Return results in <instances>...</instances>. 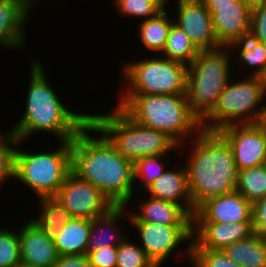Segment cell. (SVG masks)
Masks as SVG:
<instances>
[{
	"instance_id": "1",
	"label": "cell",
	"mask_w": 266,
	"mask_h": 267,
	"mask_svg": "<svg viewBox=\"0 0 266 267\" xmlns=\"http://www.w3.org/2000/svg\"><path fill=\"white\" fill-rule=\"evenodd\" d=\"M71 168L77 177L97 187L113 206H129L133 201L137 189L133 162L121 156L90 121L71 140Z\"/></svg>"
},
{
	"instance_id": "2",
	"label": "cell",
	"mask_w": 266,
	"mask_h": 267,
	"mask_svg": "<svg viewBox=\"0 0 266 267\" xmlns=\"http://www.w3.org/2000/svg\"><path fill=\"white\" fill-rule=\"evenodd\" d=\"M30 82L26 91L23 116L9 130L20 141L31 135L47 132L56 135L57 141L72 140L89 122V113L71 111L50 86L42 62L31 57Z\"/></svg>"
},
{
	"instance_id": "3",
	"label": "cell",
	"mask_w": 266,
	"mask_h": 267,
	"mask_svg": "<svg viewBox=\"0 0 266 267\" xmlns=\"http://www.w3.org/2000/svg\"><path fill=\"white\" fill-rule=\"evenodd\" d=\"M185 147L191 153L185 165L195 209L209 198L236 190L239 171L232 148L219 132L202 129L179 149Z\"/></svg>"
},
{
	"instance_id": "4",
	"label": "cell",
	"mask_w": 266,
	"mask_h": 267,
	"mask_svg": "<svg viewBox=\"0 0 266 267\" xmlns=\"http://www.w3.org/2000/svg\"><path fill=\"white\" fill-rule=\"evenodd\" d=\"M121 95L117 106L130 118L142 126L166 133L179 146L202 130L201 121L189 108L186 94Z\"/></svg>"
},
{
	"instance_id": "5",
	"label": "cell",
	"mask_w": 266,
	"mask_h": 267,
	"mask_svg": "<svg viewBox=\"0 0 266 267\" xmlns=\"http://www.w3.org/2000/svg\"><path fill=\"white\" fill-rule=\"evenodd\" d=\"M105 114L89 113V121L133 163L142 157L173 153L179 145L166 133L138 124L120 107Z\"/></svg>"
},
{
	"instance_id": "6",
	"label": "cell",
	"mask_w": 266,
	"mask_h": 267,
	"mask_svg": "<svg viewBox=\"0 0 266 267\" xmlns=\"http://www.w3.org/2000/svg\"><path fill=\"white\" fill-rule=\"evenodd\" d=\"M263 101H266L264 78L244 76L242 80H230L213 110L201 121V127L219 132L230 125L260 123L266 117Z\"/></svg>"
},
{
	"instance_id": "7",
	"label": "cell",
	"mask_w": 266,
	"mask_h": 267,
	"mask_svg": "<svg viewBox=\"0 0 266 267\" xmlns=\"http://www.w3.org/2000/svg\"><path fill=\"white\" fill-rule=\"evenodd\" d=\"M232 53L228 47L199 51L188 66L186 97L191 112L202 121L215 107L232 80Z\"/></svg>"
},
{
	"instance_id": "8",
	"label": "cell",
	"mask_w": 266,
	"mask_h": 267,
	"mask_svg": "<svg viewBox=\"0 0 266 267\" xmlns=\"http://www.w3.org/2000/svg\"><path fill=\"white\" fill-rule=\"evenodd\" d=\"M23 143L17 140L15 150L14 178L29 187L33 194L41 197H54L58 189L72 172L71 140L61 141L59 148L49 151L27 152L18 149Z\"/></svg>"
},
{
	"instance_id": "9",
	"label": "cell",
	"mask_w": 266,
	"mask_h": 267,
	"mask_svg": "<svg viewBox=\"0 0 266 267\" xmlns=\"http://www.w3.org/2000/svg\"><path fill=\"white\" fill-rule=\"evenodd\" d=\"M154 56L122 66L121 72L128 82L123 86V94H186L188 66L160 54Z\"/></svg>"
},
{
	"instance_id": "10",
	"label": "cell",
	"mask_w": 266,
	"mask_h": 267,
	"mask_svg": "<svg viewBox=\"0 0 266 267\" xmlns=\"http://www.w3.org/2000/svg\"><path fill=\"white\" fill-rule=\"evenodd\" d=\"M134 226L141 242L139 246L145 251L149 259L156 267L167 263L173 251H177L185 241L186 250L184 256L190 261V247L193 239L192 224H169L163 225L149 222H130ZM190 242V243H189ZM142 244V245H141ZM176 249V250H175ZM171 255V256H170Z\"/></svg>"
},
{
	"instance_id": "11",
	"label": "cell",
	"mask_w": 266,
	"mask_h": 267,
	"mask_svg": "<svg viewBox=\"0 0 266 267\" xmlns=\"http://www.w3.org/2000/svg\"><path fill=\"white\" fill-rule=\"evenodd\" d=\"M54 197L72 218L92 220L105 215L113 207L97 187L72 172Z\"/></svg>"
},
{
	"instance_id": "12",
	"label": "cell",
	"mask_w": 266,
	"mask_h": 267,
	"mask_svg": "<svg viewBox=\"0 0 266 267\" xmlns=\"http://www.w3.org/2000/svg\"><path fill=\"white\" fill-rule=\"evenodd\" d=\"M219 133L232 148L238 171L266 164V127L263 122L230 125Z\"/></svg>"
},
{
	"instance_id": "13",
	"label": "cell",
	"mask_w": 266,
	"mask_h": 267,
	"mask_svg": "<svg viewBox=\"0 0 266 267\" xmlns=\"http://www.w3.org/2000/svg\"><path fill=\"white\" fill-rule=\"evenodd\" d=\"M173 23L180 27L199 51L222 47L215 36L211 13L202 0H176Z\"/></svg>"
},
{
	"instance_id": "14",
	"label": "cell",
	"mask_w": 266,
	"mask_h": 267,
	"mask_svg": "<svg viewBox=\"0 0 266 267\" xmlns=\"http://www.w3.org/2000/svg\"><path fill=\"white\" fill-rule=\"evenodd\" d=\"M193 222H252V204L236 190L209 198L195 210Z\"/></svg>"
},
{
	"instance_id": "15",
	"label": "cell",
	"mask_w": 266,
	"mask_h": 267,
	"mask_svg": "<svg viewBox=\"0 0 266 267\" xmlns=\"http://www.w3.org/2000/svg\"><path fill=\"white\" fill-rule=\"evenodd\" d=\"M33 7L27 0H0V47L9 50L26 47V22Z\"/></svg>"
},
{
	"instance_id": "16",
	"label": "cell",
	"mask_w": 266,
	"mask_h": 267,
	"mask_svg": "<svg viewBox=\"0 0 266 267\" xmlns=\"http://www.w3.org/2000/svg\"><path fill=\"white\" fill-rule=\"evenodd\" d=\"M252 222L213 223L193 222V240L204 249L223 250L236 241L253 234Z\"/></svg>"
},
{
	"instance_id": "17",
	"label": "cell",
	"mask_w": 266,
	"mask_h": 267,
	"mask_svg": "<svg viewBox=\"0 0 266 267\" xmlns=\"http://www.w3.org/2000/svg\"><path fill=\"white\" fill-rule=\"evenodd\" d=\"M20 259L36 267H52L58 260L53 238L47 237L30 219L18 229Z\"/></svg>"
},
{
	"instance_id": "18",
	"label": "cell",
	"mask_w": 266,
	"mask_h": 267,
	"mask_svg": "<svg viewBox=\"0 0 266 267\" xmlns=\"http://www.w3.org/2000/svg\"><path fill=\"white\" fill-rule=\"evenodd\" d=\"M211 13L213 30L218 43L228 47L250 32L251 10L246 6H206Z\"/></svg>"
},
{
	"instance_id": "19",
	"label": "cell",
	"mask_w": 266,
	"mask_h": 267,
	"mask_svg": "<svg viewBox=\"0 0 266 267\" xmlns=\"http://www.w3.org/2000/svg\"><path fill=\"white\" fill-rule=\"evenodd\" d=\"M146 192L150 197L180 205L193 218L196 209L189 192L186 165L177 171L167 168L153 181Z\"/></svg>"
},
{
	"instance_id": "20",
	"label": "cell",
	"mask_w": 266,
	"mask_h": 267,
	"mask_svg": "<svg viewBox=\"0 0 266 267\" xmlns=\"http://www.w3.org/2000/svg\"><path fill=\"white\" fill-rule=\"evenodd\" d=\"M129 207L131 206H113L105 215L91 220L87 252L120 245L126 236H123L124 233L117 225L123 218L130 220Z\"/></svg>"
},
{
	"instance_id": "21",
	"label": "cell",
	"mask_w": 266,
	"mask_h": 267,
	"mask_svg": "<svg viewBox=\"0 0 266 267\" xmlns=\"http://www.w3.org/2000/svg\"><path fill=\"white\" fill-rule=\"evenodd\" d=\"M135 212L129 208V222H149L163 225L193 224V218L178 204L148 196Z\"/></svg>"
},
{
	"instance_id": "22",
	"label": "cell",
	"mask_w": 266,
	"mask_h": 267,
	"mask_svg": "<svg viewBox=\"0 0 266 267\" xmlns=\"http://www.w3.org/2000/svg\"><path fill=\"white\" fill-rule=\"evenodd\" d=\"M91 220L71 218L53 238L58 255L87 254Z\"/></svg>"
},
{
	"instance_id": "23",
	"label": "cell",
	"mask_w": 266,
	"mask_h": 267,
	"mask_svg": "<svg viewBox=\"0 0 266 267\" xmlns=\"http://www.w3.org/2000/svg\"><path fill=\"white\" fill-rule=\"evenodd\" d=\"M228 48L233 53H237L238 49L236 58H238L240 66L253 69L246 76L264 78L266 74V43L259 41L252 32H248L231 43Z\"/></svg>"
},
{
	"instance_id": "24",
	"label": "cell",
	"mask_w": 266,
	"mask_h": 267,
	"mask_svg": "<svg viewBox=\"0 0 266 267\" xmlns=\"http://www.w3.org/2000/svg\"><path fill=\"white\" fill-rule=\"evenodd\" d=\"M241 267H266V236L253 233L222 250Z\"/></svg>"
},
{
	"instance_id": "25",
	"label": "cell",
	"mask_w": 266,
	"mask_h": 267,
	"mask_svg": "<svg viewBox=\"0 0 266 267\" xmlns=\"http://www.w3.org/2000/svg\"><path fill=\"white\" fill-rule=\"evenodd\" d=\"M169 9L162 10L156 16L139 22L138 36L141 45L149 52L161 54L168 37L173 18H169Z\"/></svg>"
},
{
	"instance_id": "26",
	"label": "cell",
	"mask_w": 266,
	"mask_h": 267,
	"mask_svg": "<svg viewBox=\"0 0 266 267\" xmlns=\"http://www.w3.org/2000/svg\"><path fill=\"white\" fill-rule=\"evenodd\" d=\"M39 199L40 214L33 221L49 238H54L72 217L55 197H41Z\"/></svg>"
},
{
	"instance_id": "27",
	"label": "cell",
	"mask_w": 266,
	"mask_h": 267,
	"mask_svg": "<svg viewBox=\"0 0 266 267\" xmlns=\"http://www.w3.org/2000/svg\"><path fill=\"white\" fill-rule=\"evenodd\" d=\"M198 53L199 50L194 46L184 31L172 23L165 47L160 55L189 66Z\"/></svg>"
},
{
	"instance_id": "28",
	"label": "cell",
	"mask_w": 266,
	"mask_h": 267,
	"mask_svg": "<svg viewBox=\"0 0 266 267\" xmlns=\"http://www.w3.org/2000/svg\"><path fill=\"white\" fill-rule=\"evenodd\" d=\"M236 191L253 204L266 195V164L239 171Z\"/></svg>"
},
{
	"instance_id": "29",
	"label": "cell",
	"mask_w": 266,
	"mask_h": 267,
	"mask_svg": "<svg viewBox=\"0 0 266 267\" xmlns=\"http://www.w3.org/2000/svg\"><path fill=\"white\" fill-rule=\"evenodd\" d=\"M167 156L168 154L142 157L133 163L134 183L137 180L140 182L138 188L142 186L143 190L146 191L153 181L164 173L166 162L162 160H165L164 158Z\"/></svg>"
},
{
	"instance_id": "30",
	"label": "cell",
	"mask_w": 266,
	"mask_h": 267,
	"mask_svg": "<svg viewBox=\"0 0 266 267\" xmlns=\"http://www.w3.org/2000/svg\"><path fill=\"white\" fill-rule=\"evenodd\" d=\"M190 264L193 267H241L229 259L222 250L201 248L193 239L190 247Z\"/></svg>"
},
{
	"instance_id": "31",
	"label": "cell",
	"mask_w": 266,
	"mask_h": 267,
	"mask_svg": "<svg viewBox=\"0 0 266 267\" xmlns=\"http://www.w3.org/2000/svg\"><path fill=\"white\" fill-rule=\"evenodd\" d=\"M17 138L8 130L0 134V187L5 181L14 179L15 150Z\"/></svg>"
},
{
	"instance_id": "32",
	"label": "cell",
	"mask_w": 266,
	"mask_h": 267,
	"mask_svg": "<svg viewBox=\"0 0 266 267\" xmlns=\"http://www.w3.org/2000/svg\"><path fill=\"white\" fill-rule=\"evenodd\" d=\"M126 237L117 247V267H156L145 251Z\"/></svg>"
},
{
	"instance_id": "33",
	"label": "cell",
	"mask_w": 266,
	"mask_h": 267,
	"mask_svg": "<svg viewBox=\"0 0 266 267\" xmlns=\"http://www.w3.org/2000/svg\"><path fill=\"white\" fill-rule=\"evenodd\" d=\"M20 261L18 231L0 227V267H15Z\"/></svg>"
},
{
	"instance_id": "34",
	"label": "cell",
	"mask_w": 266,
	"mask_h": 267,
	"mask_svg": "<svg viewBox=\"0 0 266 267\" xmlns=\"http://www.w3.org/2000/svg\"><path fill=\"white\" fill-rule=\"evenodd\" d=\"M117 12L122 16H128L147 20L156 16L161 10L151 1L147 0H114Z\"/></svg>"
},
{
	"instance_id": "35",
	"label": "cell",
	"mask_w": 266,
	"mask_h": 267,
	"mask_svg": "<svg viewBox=\"0 0 266 267\" xmlns=\"http://www.w3.org/2000/svg\"><path fill=\"white\" fill-rule=\"evenodd\" d=\"M87 256L91 267H117V247L89 251Z\"/></svg>"
},
{
	"instance_id": "36",
	"label": "cell",
	"mask_w": 266,
	"mask_h": 267,
	"mask_svg": "<svg viewBox=\"0 0 266 267\" xmlns=\"http://www.w3.org/2000/svg\"><path fill=\"white\" fill-rule=\"evenodd\" d=\"M250 32L266 43V3L251 10Z\"/></svg>"
},
{
	"instance_id": "37",
	"label": "cell",
	"mask_w": 266,
	"mask_h": 267,
	"mask_svg": "<svg viewBox=\"0 0 266 267\" xmlns=\"http://www.w3.org/2000/svg\"><path fill=\"white\" fill-rule=\"evenodd\" d=\"M253 232L266 236V195L252 204Z\"/></svg>"
},
{
	"instance_id": "38",
	"label": "cell",
	"mask_w": 266,
	"mask_h": 267,
	"mask_svg": "<svg viewBox=\"0 0 266 267\" xmlns=\"http://www.w3.org/2000/svg\"><path fill=\"white\" fill-rule=\"evenodd\" d=\"M52 267H91L87 254L60 255Z\"/></svg>"
},
{
	"instance_id": "39",
	"label": "cell",
	"mask_w": 266,
	"mask_h": 267,
	"mask_svg": "<svg viewBox=\"0 0 266 267\" xmlns=\"http://www.w3.org/2000/svg\"><path fill=\"white\" fill-rule=\"evenodd\" d=\"M206 6H245L240 0H202Z\"/></svg>"
},
{
	"instance_id": "40",
	"label": "cell",
	"mask_w": 266,
	"mask_h": 267,
	"mask_svg": "<svg viewBox=\"0 0 266 267\" xmlns=\"http://www.w3.org/2000/svg\"><path fill=\"white\" fill-rule=\"evenodd\" d=\"M250 10L266 3V0H240Z\"/></svg>"
},
{
	"instance_id": "41",
	"label": "cell",
	"mask_w": 266,
	"mask_h": 267,
	"mask_svg": "<svg viewBox=\"0 0 266 267\" xmlns=\"http://www.w3.org/2000/svg\"><path fill=\"white\" fill-rule=\"evenodd\" d=\"M153 2L161 11L167 9L166 4H169L171 0H147Z\"/></svg>"
},
{
	"instance_id": "42",
	"label": "cell",
	"mask_w": 266,
	"mask_h": 267,
	"mask_svg": "<svg viewBox=\"0 0 266 267\" xmlns=\"http://www.w3.org/2000/svg\"><path fill=\"white\" fill-rule=\"evenodd\" d=\"M15 267H36V266L20 261Z\"/></svg>"
},
{
	"instance_id": "43",
	"label": "cell",
	"mask_w": 266,
	"mask_h": 267,
	"mask_svg": "<svg viewBox=\"0 0 266 267\" xmlns=\"http://www.w3.org/2000/svg\"><path fill=\"white\" fill-rule=\"evenodd\" d=\"M27 1H29L33 6L36 5V3L38 2V0H27Z\"/></svg>"
},
{
	"instance_id": "44",
	"label": "cell",
	"mask_w": 266,
	"mask_h": 267,
	"mask_svg": "<svg viewBox=\"0 0 266 267\" xmlns=\"http://www.w3.org/2000/svg\"><path fill=\"white\" fill-rule=\"evenodd\" d=\"M266 127V117L264 118V120L262 121Z\"/></svg>"
},
{
	"instance_id": "45",
	"label": "cell",
	"mask_w": 266,
	"mask_h": 267,
	"mask_svg": "<svg viewBox=\"0 0 266 267\" xmlns=\"http://www.w3.org/2000/svg\"><path fill=\"white\" fill-rule=\"evenodd\" d=\"M264 83H265V86H266V74L264 76Z\"/></svg>"
}]
</instances>
